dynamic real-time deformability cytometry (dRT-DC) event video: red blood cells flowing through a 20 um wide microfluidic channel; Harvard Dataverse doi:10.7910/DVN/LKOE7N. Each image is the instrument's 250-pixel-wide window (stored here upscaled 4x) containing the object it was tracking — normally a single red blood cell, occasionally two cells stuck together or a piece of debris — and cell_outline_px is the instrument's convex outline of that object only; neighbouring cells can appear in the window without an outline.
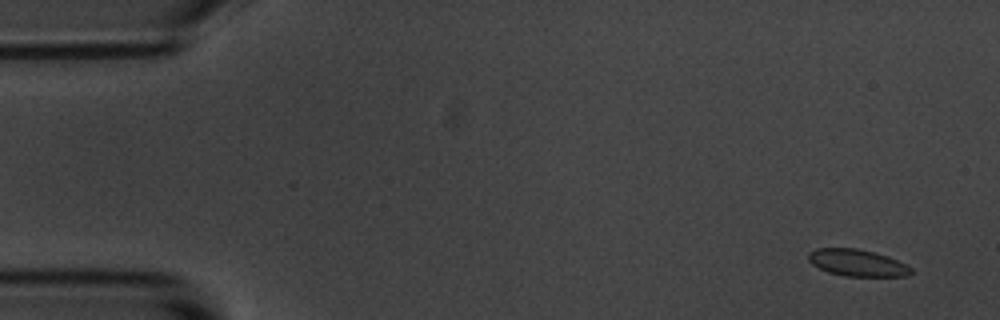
{"species": "common noctule bat (a hibernating species)", "species_latin": "Nyctalus noctula", "temperature_condition": "room temperature", "stored_images_in_passage": 4, "camera_frame_rate_fps": 3000, "um_per_image_px": 0.085, "animal": {"sex": "male", "body_mass_g": 20.1, "forearm_length_mm": 53.5}, "frame": {"image": 1, "passage_image": 1, "time_ms": 0.0, "image_size_px": [1000, 320], "cell_outline_px": [[912, 272], [904, 276], [844, 276], [828, 272], [812, 264], [808, 260], [808, 252], [816, 248], [856, 248], [888, 256], [912, 268]], "centroid_in_image_um": [72.82, 22.33], "position_along_channel_um": 12.2, "area_um2": 15.9}}
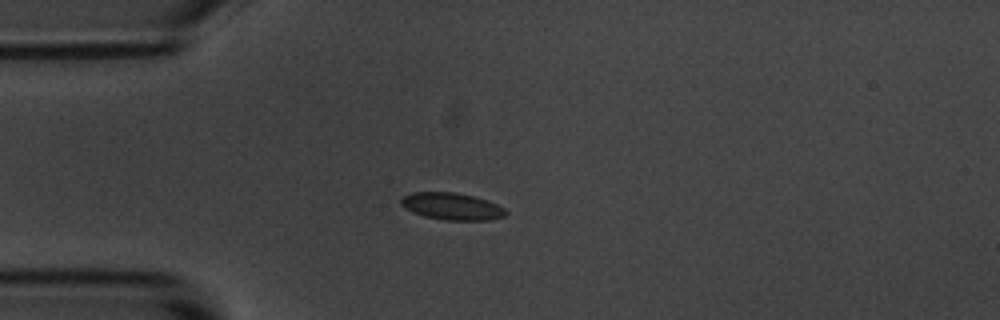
{"frame": {"image": 2, "passage_image": 4, "time_ms": 3.667, "image_size_px": [1000, 320], "cell_outline_px": [[508, 212], [504, 216], [488, 220], [444, 220], [424, 216], [412, 212], [400, 204], [400, 200], [404, 196], [412, 192], [456, 192], [476, 196], [488, 200], [504, 208]], "centroid_in_image_um": [38.41, 17.53], "position_along_channel_um": 46.6, "area_um2": 16.59}}